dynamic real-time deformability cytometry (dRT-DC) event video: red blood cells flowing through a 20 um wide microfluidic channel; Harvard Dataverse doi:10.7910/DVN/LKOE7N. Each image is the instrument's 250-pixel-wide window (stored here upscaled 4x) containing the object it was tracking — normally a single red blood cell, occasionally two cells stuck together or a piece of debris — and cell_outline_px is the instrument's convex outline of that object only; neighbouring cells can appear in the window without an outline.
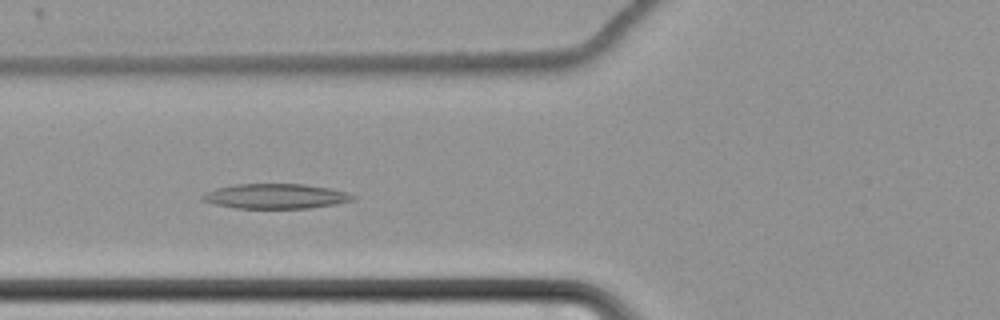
{"species": "common noctule bat (a hibernating species)", "species_latin": "Nyctalus noctula", "temperature_condition": "cold", "stored_images_in_passage": 50, "camera_frame_rate_fps": 3000, "um_per_image_px": 0.085, "animal": {"sex": "female", "body_mass_g": 22.7, "forearm_length_mm": 54.2}, "frame": {"image": 1, "passage_image": 13, "time_ms": 4.0, "image_size_px": [1000, 320], "cell_outline_px": [[356, 196], [352, 200], [336, 204], [308, 208], [236, 208], [216, 204], [200, 200], [200, 196], [216, 188], [236, 184], [304, 184], [328, 188], [344, 192]], "centroid_in_image_um": [23.4, 16.68], "position_along_channel_um": 102.4, "area_um2": 21.56}}
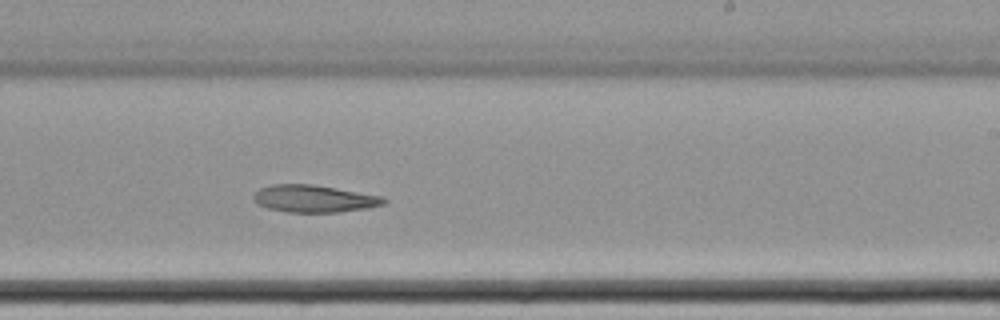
{"frame": {"image": 2, "passage_image": 27, "time_ms": 8.667, "image_size_px": [1000, 320], "cell_outline_px": [[388, 200], [384, 204], [368, 208], [336, 212], [288, 212], [268, 208], [256, 204], [252, 200], [252, 196], [260, 188], [272, 184], [312, 184], [384, 196]], "centroid_in_image_um": [26.69, 16.88], "position_along_channel_um": 262.3, "area_um2": 20.81}}
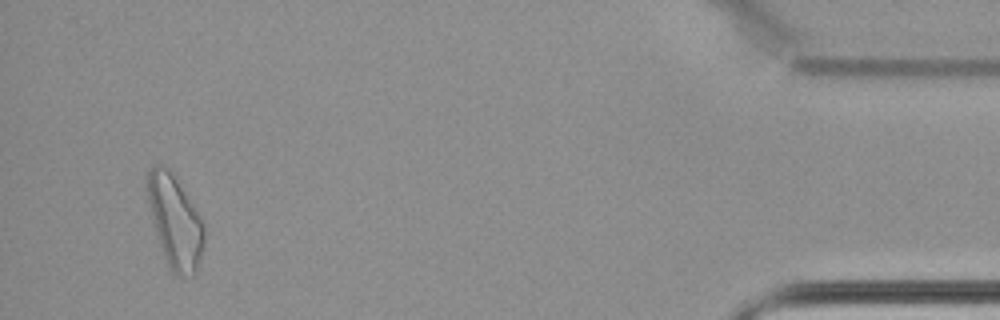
{"frame": {"image": 3, "passage_image": 47, "time_ms": 15.333, "image_size_px": [1000, 320], "cell_outline_px": [[204, 244], [200, 260], [196, 272], [192, 276], [180, 280], [168, 268], [160, 248], [148, 200], [144, 176], [148, 168], [152, 164], [160, 164], [168, 168], [200, 216], [204, 224]], "centroid_in_image_um": [14.85, 18.88], "position_along_channel_um": 420.4, "area_um2": 30.92}}